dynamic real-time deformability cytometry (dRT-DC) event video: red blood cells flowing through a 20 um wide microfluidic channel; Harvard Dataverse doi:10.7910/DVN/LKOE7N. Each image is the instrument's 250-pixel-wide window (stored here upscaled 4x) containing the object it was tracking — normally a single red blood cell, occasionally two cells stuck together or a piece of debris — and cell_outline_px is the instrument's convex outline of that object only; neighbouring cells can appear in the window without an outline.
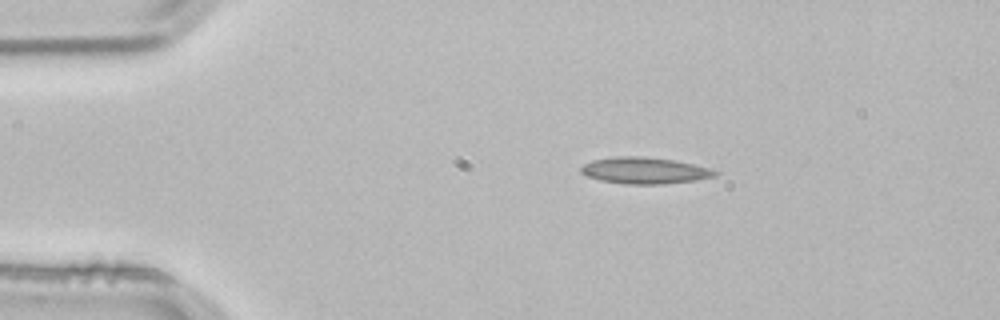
{"species": "common noctule bat (a hibernating species)", "species_latin": "Nyctalus noctula", "temperature_condition": "room temperature", "stored_images_in_passage": 2, "camera_frame_rate_fps": 3000, "um_per_image_px": 0.085, "animal": {"sex": "male", "body_mass_g": 21.5, "forearm_length_mm": 52.0}, "frame": {"image": 1, "passage_image": 1, "time_ms": 0.0, "image_size_px": [1000, 320], "cell_outline_px": [[720, 172], [716, 176], [696, 180], [664, 184], [624, 184], [600, 180], [584, 176], [580, 172], [580, 168], [584, 164], [592, 160], [616, 156], [644, 156], [672, 160], [692, 164], [708, 168]], "centroid_in_image_um": [54.75, 14.5], "position_along_channel_um": 30.2, "area_um2": 20.75}}